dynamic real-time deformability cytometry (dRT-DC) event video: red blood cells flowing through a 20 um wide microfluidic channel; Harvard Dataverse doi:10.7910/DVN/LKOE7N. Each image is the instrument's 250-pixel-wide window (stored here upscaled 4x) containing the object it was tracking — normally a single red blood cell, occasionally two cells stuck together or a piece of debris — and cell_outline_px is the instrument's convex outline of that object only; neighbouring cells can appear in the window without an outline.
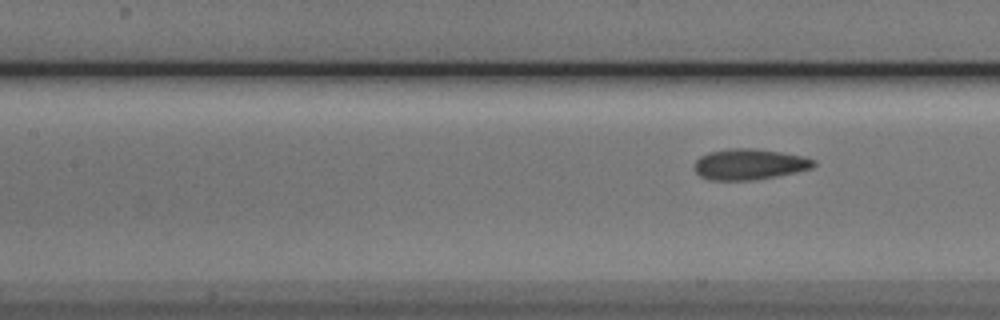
{"species": "Egyptian fruit bat (a non-hibernating species)", "species_latin": "Rousettus aegyptiacus", "temperature_condition": "cold", "stored_images_in_passage": 4, "segment_of_instrument_passage": [2, 2], "camera_frame_rate_fps": 3000, "um_per_image_px": 0.085, "animal": {"sex": "male"}, "frame": {"image": 1, "passage_image": 4, "time_ms": 4.333, "image_size_px": [1000, 320], "cell_outline_px": [[816, 164], [812, 168], [796, 172], [752, 180], [708, 180], [700, 176], [696, 172], [696, 160], [700, 156], [708, 152], [728, 148], [756, 148], [804, 156], [816, 160]], "centroid_in_image_um": [63.7, 13.95], "position_along_channel_um": 143.7, "area_um2": 21.44}}